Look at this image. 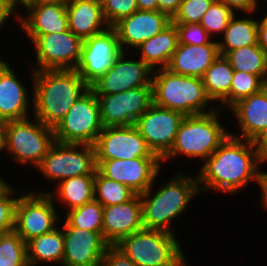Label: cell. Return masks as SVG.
Segmentation results:
<instances>
[{"label":"cell","mask_w":267,"mask_h":266,"mask_svg":"<svg viewBox=\"0 0 267 266\" xmlns=\"http://www.w3.org/2000/svg\"><path fill=\"white\" fill-rule=\"evenodd\" d=\"M262 163L252 141L229 134L198 171L200 193L215 189L233 196L252 180L261 186Z\"/></svg>","instance_id":"1"},{"label":"cell","mask_w":267,"mask_h":266,"mask_svg":"<svg viewBox=\"0 0 267 266\" xmlns=\"http://www.w3.org/2000/svg\"><path fill=\"white\" fill-rule=\"evenodd\" d=\"M33 117L55 128L90 86L76 70L32 69Z\"/></svg>","instance_id":"2"},{"label":"cell","mask_w":267,"mask_h":266,"mask_svg":"<svg viewBox=\"0 0 267 266\" xmlns=\"http://www.w3.org/2000/svg\"><path fill=\"white\" fill-rule=\"evenodd\" d=\"M154 183L140 194L142 223L146 229H159L173 233L170 223L179 217L200 193L197 174L194 177L177 172L153 194Z\"/></svg>","instance_id":"3"},{"label":"cell","mask_w":267,"mask_h":266,"mask_svg":"<svg viewBox=\"0 0 267 266\" xmlns=\"http://www.w3.org/2000/svg\"><path fill=\"white\" fill-rule=\"evenodd\" d=\"M153 103L185 116L205 114L218 107L211 105L200 77L175 74L167 68L153 70ZM211 102V103H210Z\"/></svg>","instance_id":"4"},{"label":"cell","mask_w":267,"mask_h":266,"mask_svg":"<svg viewBox=\"0 0 267 266\" xmlns=\"http://www.w3.org/2000/svg\"><path fill=\"white\" fill-rule=\"evenodd\" d=\"M219 112L185 116L182 120L170 152L162 159L174 158L179 154L207 160L228 137L229 131L219 121Z\"/></svg>","instance_id":"5"},{"label":"cell","mask_w":267,"mask_h":266,"mask_svg":"<svg viewBox=\"0 0 267 266\" xmlns=\"http://www.w3.org/2000/svg\"><path fill=\"white\" fill-rule=\"evenodd\" d=\"M180 245L174 233L143 228L115 246L137 266H175L185 257Z\"/></svg>","instance_id":"6"},{"label":"cell","mask_w":267,"mask_h":266,"mask_svg":"<svg viewBox=\"0 0 267 266\" xmlns=\"http://www.w3.org/2000/svg\"><path fill=\"white\" fill-rule=\"evenodd\" d=\"M55 143L54 129L34 117L6 121L4 124L3 150L20 164L35 168L41 163Z\"/></svg>","instance_id":"7"},{"label":"cell","mask_w":267,"mask_h":266,"mask_svg":"<svg viewBox=\"0 0 267 266\" xmlns=\"http://www.w3.org/2000/svg\"><path fill=\"white\" fill-rule=\"evenodd\" d=\"M103 128L97 96L89 88L54 128L55 141L94 145Z\"/></svg>","instance_id":"8"},{"label":"cell","mask_w":267,"mask_h":266,"mask_svg":"<svg viewBox=\"0 0 267 266\" xmlns=\"http://www.w3.org/2000/svg\"><path fill=\"white\" fill-rule=\"evenodd\" d=\"M96 167L94 145L55 141L35 169L49 181L61 182L75 176L95 175Z\"/></svg>","instance_id":"9"},{"label":"cell","mask_w":267,"mask_h":266,"mask_svg":"<svg viewBox=\"0 0 267 266\" xmlns=\"http://www.w3.org/2000/svg\"><path fill=\"white\" fill-rule=\"evenodd\" d=\"M38 191L20 195L16 203L14 231L25 242L57 228L61 218L54 205L56 195Z\"/></svg>","instance_id":"10"},{"label":"cell","mask_w":267,"mask_h":266,"mask_svg":"<svg viewBox=\"0 0 267 266\" xmlns=\"http://www.w3.org/2000/svg\"><path fill=\"white\" fill-rule=\"evenodd\" d=\"M35 48L37 67L34 71L75 70L81 58L83 41L72 31L49 34H27Z\"/></svg>","instance_id":"11"},{"label":"cell","mask_w":267,"mask_h":266,"mask_svg":"<svg viewBox=\"0 0 267 266\" xmlns=\"http://www.w3.org/2000/svg\"><path fill=\"white\" fill-rule=\"evenodd\" d=\"M96 96L103 127L129 126L153 104V87H133L120 93Z\"/></svg>","instance_id":"12"},{"label":"cell","mask_w":267,"mask_h":266,"mask_svg":"<svg viewBox=\"0 0 267 266\" xmlns=\"http://www.w3.org/2000/svg\"><path fill=\"white\" fill-rule=\"evenodd\" d=\"M185 118L181 112L154 103L135 121L134 126L149 149L161 160L170 152L177 130Z\"/></svg>","instance_id":"13"},{"label":"cell","mask_w":267,"mask_h":266,"mask_svg":"<svg viewBox=\"0 0 267 266\" xmlns=\"http://www.w3.org/2000/svg\"><path fill=\"white\" fill-rule=\"evenodd\" d=\"M122 53L118 36L113 27L83 40L81 58L76 71L91 86L113 65Z\"/></svg>","instance_id":"14"},{"label":"cell","mask_w":267,"mask_h":266,"mask_svg":"<svg viewBox=\"0 0 267 266\" xmlns=\"http://www.w3.org/2000/svg\"><path fill=\"white\" fill-rule=\"evenodd\" d=\"M94 148L96 161L158 157L134 125L104 127Z\"/></svg>","instance_id":"15"},{"label":"cell","mask_w":267,"mask_h":266,"mask_svg":"<svg viewBox=\"0 0 267 266\" xmlns=\"http://www.w3.org/2000/svg\"><path fill=\"white\" fill-rule=\"evenodd\" d=\"M159 157L96 161V169L105 177L123 183L136 194H142L154 183L161 171Z\"/></svg>","instance_id":"16"},{"label":"cell","mask_w":267,"mask_h":266,"mask_svg":"<svg viewBox=\"0 0 267 266\" xmlns=\"http://www.w3.org/2000/svg\"><path fill=\"white\" fill-rule=\"evenodd\" d=\"M126 52H122L112 67L90 88L96 95L115 94L133 87L152 86L153 70L140 58L136 61L126 59Z\"/></svg>","instance_id":"17"},{"label":"cell","mask_w":267,"mask_h":266,"mask_svg":"<svg viewBox=\"0 0 267 266\" xmlns=\"http://www.w3.org/2000/svg\"><path fill=\"white\" fill-rule=\"evenodd\" d=\"M64 255L62 266H101L109 244L103 233L71 227L66 221L62 226Z\"/></svg>","instance_id":"18"},{"label":"cell","mask_w":267,"mask_h":266,"mask_svg":"<svg viewBox=\"0 0 267 266\" xmlns=\"http://www.w3.org/2000/svg\"><path fill=\"white\" fill-rule=\"evenodd\" d=\"M171 23V19L158 11L137 10L130 16L120 19L112 27L115 29L122 52L126 48L136 49L144 41L160 33Z\"/></svg>","instance_id":"19"},{"label":"cell","mask_w":267,"mask_h":266,"mask_svg":"<svg viewBox=\"0 0 267 266\" xmlns=\"http://www.w3.org/2000/svg\"><path fill=\"white\" fill-rule=\"evenodd\" d=\"M143 228L140 194L124 203L103 207L102 233L109 245H116L122 238Z\"/></svg>","instance_id":"20"},{"label":"cell","mask_w":267,"mask_h":266,"mask_svg":"<svg viewBox=\"0 0 267 266\" xmlns=\"http://www.w3.org/2000/svg\"><path fill=\"white\" fill-rule=\"evenodd\" d=\"M28 90L7 61L0 64V118L6 122L28 118Z\"/></svg>","instance_id":"21"},{"label":"cell","mask_w":267,"mask_h":266,"mask_svg":"<svg viewBox=\"0 0 267 266\" xmlns=\"http://www.w3.org/2000/svg\"><path fill=\"white\" fill-rule=\"evenodd\" d=\"M219 55L215 40L203 45L178 43L167 69L175 74L201 78Z\"/></svg>","instance_id":"22"},{"label":"cell","mask_w":267,"mask_h":266,"mask_svg":"<svg viewBox=\"0 0 267 266\" xmlns=\"http://www.w3.org/2000/svg\"><path fill=\"white\" fill-rule=\"evenodd\" d=\"M231 110L237 117L241 134L230 135L252 141L267 128V85L233 105Z\"/></svg>","instance_id":"23"},{"label":"cell","mask_w":267,"mask_h":266,"mask_svg":"<svg viewBox=\"0 0 267 266\" xmlns=\"http://www.w3.org/2000/svg\"><path fill=\"white\" fill-rule=\"evenodd\" d=\"M27 16H16L26 34L60 33L69 30L66 4L22 5ZM22 16V17H21Z\"/></svg>","instance_id":"24"},{"label":"cell","mask_w":267,"mask_h":266,"mask_svg":"<svg viewBox=\"0 0 267 266\" xmlns=\"http://www.w3.org/2000/svg\"><path fill=\"white\" fill-rule=\"evenodd\" d=\"M68 27L82 41L110 27L104 19L101 0H69Z\"/></svg>","instance_id":"25"},{"label":"cell","mask_w":267,"mask_h":266,"mask_svg":"<svg viewBox=\"0 0 267 266\" xmlns=\"http://www.w3.org/2000/svg\"><path fill=\"white\" fill-rule=\"evenodd\" d=\"M178 43V31L171 22L160 33L144 41L136 49L142 53L140 59L152 70H156L168 67Z\"/></svg>","instance_id":"26"},{"label":"cell","mask_w":267,"mask_h":266,"mask_svg":"<svg viewBox=\"0 0 267 266\" xmlns=\"http://www.w3.org/2000/svg\"><path fill=\"white\" fill-rule=\"evenodd\" d=\"M64 248L63 230L57 227L26 242L27 261L34 266L38 263H59L62 266Z\"/></svg>","instance_id":"27"},{"label":"cell","mask_w":267,"mask_h":266,"mask_svg":"<svg viewBox=\"0 0 267 266\" xmlns=\"http://www.w3.org/2000/svg\"><path fill=\"white\" fill-rule=\"evenodd\" d=\"M236 17L237 14H234L224 30V40L217 41L221 56L243 46L258 44V19Z\"/></svg>","instance_id":"28"},{"label":"cell","mask_w":267,"mask_h":266,"mask_svg":"<svg viewBox=\"0 0 267 266\" xmlns=\"http://www.w3.org/2000/svg\"><path fill=\"white\" fill-rule=\"evenodd\" d=\"M234 69L225 56L219 55L201 77L207 96L221 103L229 96Z\"/></svg>","instance_id":"29"},{"label":"cell","mask_w":267,"mask_h":266,"mask_svg":"<svg viewBox=\"0 0 267 266\" xmlns=\"http://www.w3.org/2000/svg\"><path fill=\"white\" fill-rule=\"evenodd\" d=\"M95 175H80L65 179L57 186V198L64 202L68 211L94 199Z\"/></svg>","instance_id":"30"},{"label":"cell","mask_w":267,"mask_h":266,"mask_svg":"<svg viewBox=\"0 0 267 266\" xmlns=\"http://www.w3.org/2000/svg\"><path fill=\"white\" fill-rule=\"evenodd\" d=\"M225 58L235 71L258 75L267 83V54L258 44L229 51Z\"/></svg>","instance_id":"31"},{"label":"cell","mask_w":267,"mask_h":266,"mask_svg":"<svg viewBox=\"0 0 267 266\" xmlns=\"http://www.w3.org/2000/svg\"><path fill=\"white\" fill-rule=\"evenodd\" d=\"M136 193L123 183L103 176L97 169L94 180V199L103 207L124 203Z\"/></svg>","instance_id":"32"},{"label":"cell","mask_w":267,"mask_h":266,"mask_svg":"<svg viewBox=\"0 0 267 266\" xmlns=\"http://www.w3.org/2000/svg\"><path fill=\"white\" fill-rule=\"evenodd\" d=\"M66 212L64 220L71 227L102 233L103 206L96 199Z\"/></svg>","instance_id":"33"},{"label":"cell","mask_w":267,"mask_h":266,"mask_svg":"<svg viewBox=\"0 0 267 266\" xmlns=\"http://www.w3.org/2000/svg\"><path fill=\"white\" fill-rule=\"evenodd\" d=\"M265 86L266 83L258 75L234 70L229 96L217 107L222 111V104H228L230 109L240 100L259 92Z\"/></svg>","instance_id":"34"},{"label":"cell","mask_w":267,"mask_h":266,"mask_svg":"<svg viewBox=\"0 0 267 266\" xmlns=\"http://www.w3.org/2000/svg\"><path fill=\"white\" fill-rule=\"evenodd\" d=\"M26 262V242L14 230L0 234V266H22Z\"/></svg>","instance_id":"35"},{"label":"cell","mask_w":267,"mask_h":266,"mask_svg":"<svg viewBox=\"0 0 267 266\" xmlns=\"http://www.w3.org/2000/svg\"><path fill=\"white\" fill-rule=\"evenodd\" d=\"M235 11L224 3L215 0L206 13L202 16L200 25L207 31L210 37L215 33H224ZM212 34V35H211Z\"/></svg>","instance_id":"36"},{"label":"cell","mask_w":267,"mask_h":266,"mask_svg":"<svg viewBox=\"0 0 267 266\" xmlns=\"http://www.w3.org/2000/svg\"><path fill=\"white\" fill-rule=\"evenodd\" d=\"M16 190L5 182L0 187V234L14 230L15 208L19 197H13Z\"/></svg>","instance_id":"37"},{"label":"cell","mask_w":267,"mask_h":266,"mask_svg":"<svg viewBox=\"0 0 267 266\" xmlns=\"http://www.w3.org/2000/svg\"><path fill=\"white\" fill-rule=\"evenodd\" d=\"M215 0H182L172 23H200L202 16Z\"/></svg>","instance_id":"38"},{"label":"cell","mask_w":267,"mask_h":266,"mask_svg":"<svg viewBox=\"0 0 267 266\" xmlns=\"http://www.w3.org/2000/svg\"><path fill=\"white\" fill-rule=\"evenodd\" d=\"M101 4L104 19L111 27L138 10L137 0H101Z\"/></svg>","instance_id":"39"},{"label":"cell","mask_w":267,"mask_h":266,"mask_svg":"<svg viewBox=\"0 0 267 266\" xmlns=\"http://www.w3.org/2000/svg\"><path fill=\"white\" fill-rule=\"evenodd\" d=\"M178 31L179 44L203 45L211 41L207 31L199 23H173Z\"/></svg>","instance_id":"40"},{"label":"cell","mask_w":267,"mask_h":266,"mask_svg":"<svg viewBox=\"0 0 267 266\" xmlns=\"http://www.w3.org/2000/svg\"><path fill=\"white\" fill-rule=\"evenodd\" d=\"M101 266H137L115 245H109L105 251Z\"/></svg>","instance_id":"41"},{"label":"cell","mask_w":267,"mask_h":266,"mask_svg":"<svg viewBox=\"0 0 267 266\" xmlns=\"http://www.w3.org/2000/svg\"><path fill=\"white\" fill-rule=\"evenodd\" d=\"M221 3H224L226 6L230 7L233 11H241L244 12L246 15H249L252 12H256L257 4L255 0H217Z\"/></svg>","instance_id":"42"},{"label":"cell","mask_w":267,"mask_h":266,"mask_svg":"<svg viewBox=\"0 0 267 266\" xmlns=\"http://www.w3.org/2000/svg\"><path fill=\"white\" fill-rule=\"evenodd\" d=\"M254 148L259 159L265 163L267 161V128L259 133L253 140Z\"/></svg>","instance_id":"43"},{"label":"cell","mask_w":267,"mask_h":266,"mask_svg":"<svg viewBox=\"0 0 267 266\" xmlns=\"http://www.w3.org/2000/svg\"><path fill=\"white\" fill-rule=\"evenodd\" d=\"M17 7L10 0H0V29L3 28L4 23H6L9 17L15 15ZM15 13L13 14V12Z\"/></svg>","instance_id":"44"},{"label":"cell","mask_w":267,"mask_h":266,"mask_svg":"<svg viewBox=\"0 0 267 266\" xmlns=\"http://www.w3.org/2000/svg\"><path fill=\"white\" fill-rule=\"evenodd\" d=\"M181 2L182 0H158L159 11L172 19L177 13Z\"/></svg>","instance_id":"45"},{"label":"cell","mask_w":267,"mask_h":266,"mask_svg":"<svg viewBox=\"0 0 267 266\" xmlns=\"http://www.w3.org/2000/svg\"><path fill=\"white\" fill-rule=\"evenodd\" d=\"M258 45L267 54V14L258 20Z\"/></svg>","instance_id":"46"},{"label":"cell","mask_w":267,"mask_h":266,"mask_svg":"<svg viewBox=\"0 0 267 266\" xmlns=\"http://www.w3.org/2000/svg\"><path fill=\"white\" fill-rule=\"evenodd\" d=\"M138 9L145 11H158V0H137Z\"/></svg>","instance_id":"47"},{"label":"cell","mask_w":267,"mask_h":266,"mask_svg":"<svg viewBox=\"0 0 267 266\" xmlns=\"http://www.w3.org/2000/svg\"><path fill=\"white\" fill-rule=\"evenodd\" d=\"M69 0H25L21 5L67 4Z\"/></svg>","instance_id":"48"},{"label":"cell","mask_w":267,"mask_h":266,"mask_svg":"<svg viewBox=\"0 0 267 266\" xmlns=\"http://www.w3.org/2000/svg\"><path fill=\"white\" fill-rule=\"evenodd\" d=\"M259 188H261V192H262L261 203H263L264 208L267 210V172L263 171L261 186Z\"/></svg>","instance_id":"49"},{"label":"cell","mask_w":267,"mask_h":266,"mask_svg":"<svg viewBox=\"0 0 267 266\" xmlns=\"http://www.w3.org/2000/svg\"><path fill=\"white\" fill-rule=\"evenodd\" d=\"M5 122L0 118V152L3 151V135Z\"/></svg>","instance_id":"50"},{"label":"cell","mask_w":267,"mask_h":266,"mask_svg":"<svg viewBox=\"0 0 267 266\" xmlns=\"http://www.w3.org/2000/svg\"><path fill=\"white\" fill-rule=\"evenodd\" d=\"M189 263L187 262L186 258L184 257L180 262H178L175 266H187Z\"/></svg>","instance_id":"51"},{"label":"cell","mask_w":267,"mask_h":266,"mask_svg":"<svg viewBox=\"0 0 267 266\" xmlns=\"http://www.w3.org/2000/svg\"><path fill=\"white\" fill-rule=\"evenodd\" d=\"M16 7H17V4H22L25 0H10Z\"/></svg>","instance_id":"52"},{"label":"cell","mask_w":267,"mask_h":266,"mask_svg":"<svg viewBox=\"0 0 267 266\" xmlns=\"http://www.w3.org/2000/svg\"><path fill=\"white\" fill-rule=\"evenodd\" d=\"M22 266H34L31 262L27 261L26 263H24Z\"/></svg>","instance_id":"53"},{"label":"cell","mask_w":267,"mask_h":266,"mask_svg":"<svg viewBox=\"0 0 267 266\" xmlns=\"http://www.w3.org/2000/svg\"><path fill=\"white\" fill-rule=\"evenodd\" d=\"M6 181H4V178H2L1 176H0V187L5 183Z\"/></svg>","instance_id":"54"}]
</instances>
